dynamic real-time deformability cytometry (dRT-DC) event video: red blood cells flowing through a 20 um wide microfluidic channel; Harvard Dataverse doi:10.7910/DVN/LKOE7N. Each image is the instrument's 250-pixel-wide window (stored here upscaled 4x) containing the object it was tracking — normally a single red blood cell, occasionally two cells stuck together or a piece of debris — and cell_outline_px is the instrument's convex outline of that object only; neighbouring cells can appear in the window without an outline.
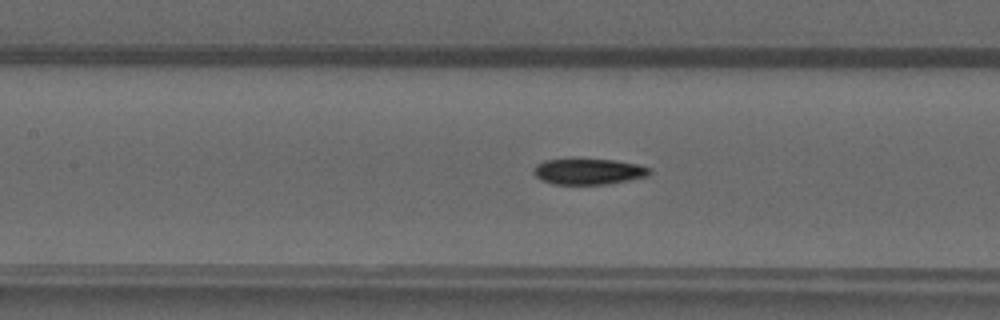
{"species": "common noctule bat (a hibernating species)", "species_latin": "Nyctalus noctula", "temperature_condition": "warm", "stored_images_in_passage": 12, "camera_frame_rate_fps": 3000, "um_per_image_px": 0.085, "animal": {"sex": "male", "forearm_length_mm": 52.5}, "frame": {"image": 1, "passage_image": 10, "time_ms": 3.0, "image_size_px": [1000, 320], "cell_outline_px": [[652, 172], [648, 176], [608, 184], [552, 184], [540, 180], [532, 172], [532, 168], [536, 164], [544, 160], [616, 160], [636, 164], [652, 168]], "centroid_in_image_um": [50.01, 14.59], "position_along_channel_um": 157.4, "area_um2": 17.46}}